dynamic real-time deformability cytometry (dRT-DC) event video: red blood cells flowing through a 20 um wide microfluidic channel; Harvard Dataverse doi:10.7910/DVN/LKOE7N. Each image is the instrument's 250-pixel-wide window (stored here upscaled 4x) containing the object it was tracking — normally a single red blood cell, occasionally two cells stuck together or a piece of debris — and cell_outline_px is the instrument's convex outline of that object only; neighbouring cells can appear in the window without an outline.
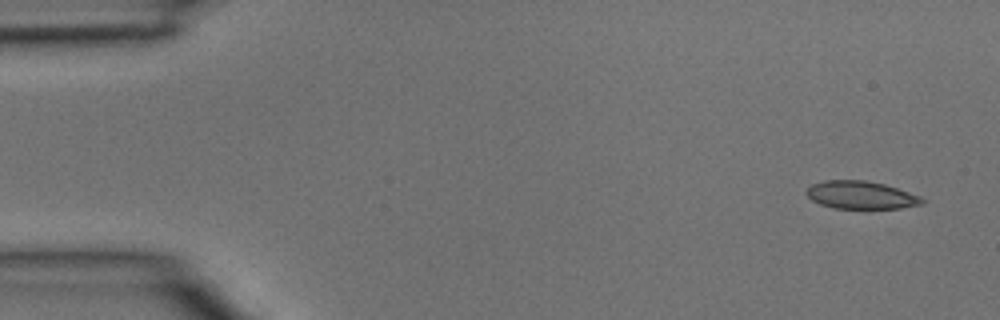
{"species": "common noctule bat (a hibernating species)", "species_latin": "Nyctalus noctula", "temperature_condition": "room temperature", "stored_images_in_passage": 4, "camera_frame_rate_fps": 3000, "um_per_image_px": 0.085, "animal": {"sex": "male", "body_mass_g": 15.6}, "frame": {"image": 1, "passage_image": 1, "time_ms": 0.0, "image_size_px": [1000, 320], "cell_outline_px": [[924, 204], [900, 208], [832, 208], [820, 204], [812, 200], [804, 192], [812, 184], [824, 180], [864, 180], [884, 184], [920, 196], [924, 200]], "centroid_in_image_um": [73.15, 16.58], "position_along_channel_um": 11.8, "area_um2": 18.67}}
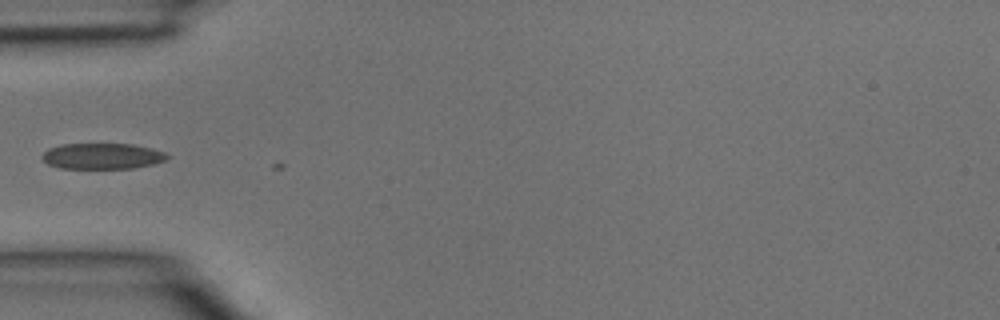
{"frame": {"image": 2, "passage_image": 4, "time_ms": 1.0, "image_size_px": [1000, 320], "cell_outline_px": [[172, 156], [164, 160], [152, 164], [132, 168], [60, 168], [48, 164], [40, 156], [48, 148], [60, 144], [132, 144], [152, 148], [164, 152]], "centroid_in_image_um": [8.68, 13.26], "position_along_channel_um": 76.3, "area_um2": 18.84}}